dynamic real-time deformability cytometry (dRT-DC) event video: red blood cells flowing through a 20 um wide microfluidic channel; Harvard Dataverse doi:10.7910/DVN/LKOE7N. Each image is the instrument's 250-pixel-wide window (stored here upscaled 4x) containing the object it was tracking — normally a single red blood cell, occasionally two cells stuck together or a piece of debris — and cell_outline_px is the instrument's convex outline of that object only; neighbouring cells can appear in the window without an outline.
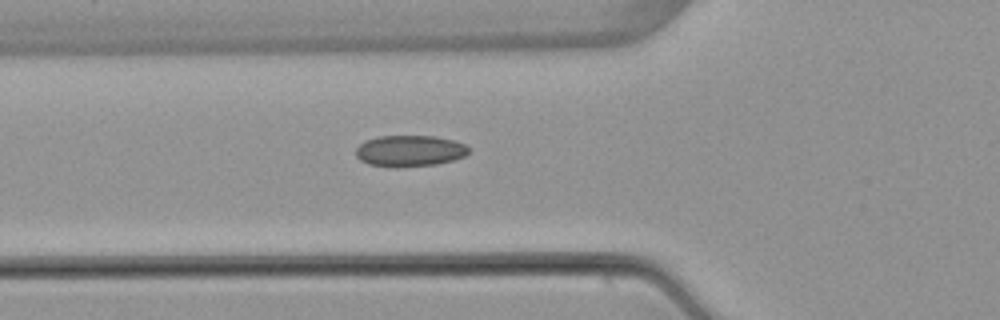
{"species": "common noctule bat (a hibernating species)", "species_latin": "Nyctalus noctula", "temperature_condition": "warm", "stored_images_in_passage": 5, "camera_frame_rate_fps": 3000, "um_per_image_px": 0.085, "animal": {"sex": "female", "body_mass_g": 22.7, "forearm_length_mm": 54.2}, "frame": {"image": 1, "passage_image": 5, "time_ms": 5.667, "image_size_px": [1000, 320], "cell_outline_px": [[468, 152], [464, 156], [452, 160], [436, 164], [396, 168], [392, 168], [368, 164], [360, 160], [356, 156], [356, 148], [364, 140], [380, 136], [436, 136], [452, 140], [464, 144], [468, 148]], "centroid_in_image_um": [34.77, 12.83], "position_along_channel_um": 91.0, "area_um2": 20.63}}